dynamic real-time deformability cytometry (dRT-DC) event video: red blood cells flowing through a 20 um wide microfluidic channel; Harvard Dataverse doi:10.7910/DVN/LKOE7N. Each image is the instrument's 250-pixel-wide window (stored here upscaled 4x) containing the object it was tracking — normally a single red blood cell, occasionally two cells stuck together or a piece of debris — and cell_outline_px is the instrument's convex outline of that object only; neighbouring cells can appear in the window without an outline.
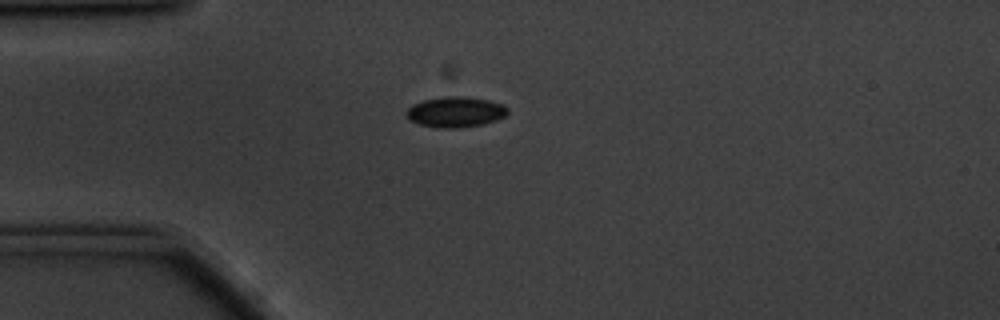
{"species": "common noctule bat (a hibernating species)", "species_latin": "Nyctalus noctula", "temperature_condition": "cold", "stored_images_in_passage": 7, "camera_frame_rate_fps": 3000, "um_per_image_px": 0.085, "animal": {"sex": "male", "body_mass_g": 20.1, "forearm_length_mm": 53.5}, "frame": {"image": 1, "passage_image": 1, "time_ms": 0.0, "image_size_px": [1000, 320], "cell_outline_px": [[508, 112], [504, 116], [496, 120], [480, 124], [460, 128], [436, 128], [420, 124], [408, 120], [404, 116], [404, 112], [412, 104], [424, 100], [448, 96], [464, 96], [488, 100], [504, 104], [508, 108]], "centroid_in_image_um": [38.67, 9.52], "position_along_channel_um": 46.3, "area_um2": 18.15}}